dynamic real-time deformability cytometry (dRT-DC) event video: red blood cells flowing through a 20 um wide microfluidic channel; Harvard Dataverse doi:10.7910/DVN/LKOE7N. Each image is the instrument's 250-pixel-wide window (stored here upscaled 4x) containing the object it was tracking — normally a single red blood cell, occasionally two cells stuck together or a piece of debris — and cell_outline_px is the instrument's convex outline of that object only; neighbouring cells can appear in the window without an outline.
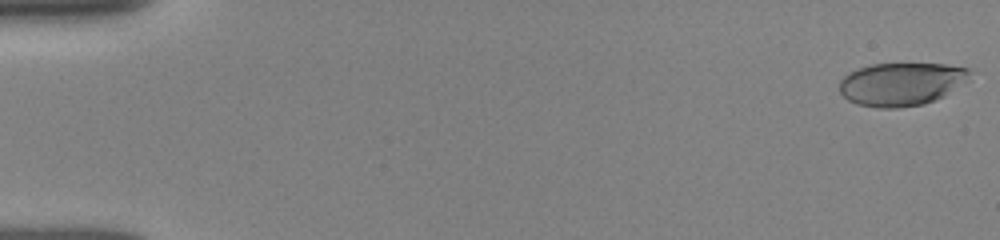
{"species": "human", "species_latin": "Homo sapiens", "temperature_condition": "room temperature", "stored_images_in_passage": 52, "camera_frame_rate_fps": 3000, "um_per_image_px": 0.085, "donor": {"sex": "female"}, "frame": {"image": 1, "passage_image": 1, "time_ms": 0.0, "image_size_px": [1000, 240], "cell_outline_px": [[968, 72], [940, 96], [924, 104], [896, 108], [880, 108], [856, 104], [848, 100], [840, 92], [840, 80], [848, 72], [872, 64], [944, 64], [968, 68]], "centroid_in_image_um": [76.42, 7.14], "position_along_channel_um": 8.6, "area_um2": 31.39}}
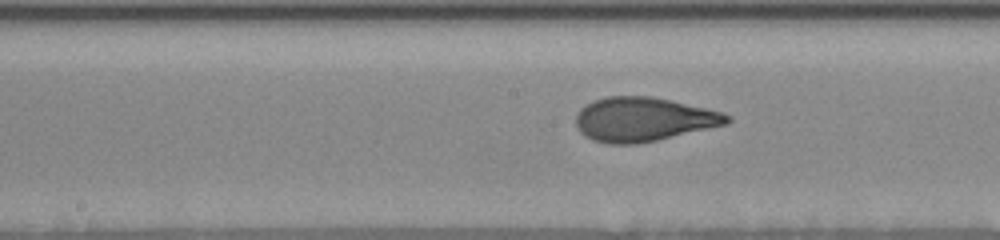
{"frame": {"image": 2, "passage_image": 27, "time_ms": 8.667, "image_size_px": [1000, 240], "cell_outline_px": [[732, 120], [728, 124], [656, 140], [636, 144], [608, 144], [592, 140], [584, 136], [580, 132], [576, 124], [576, 116], [580, 108], [592, 100], [608, 96], [648, 96], [668, 100], [724, 112], [732, 116]], "centroid_in_image_um": [54.68, 10.15], "position_along_channel_um": 193.5, "area_um2": 38.84}}
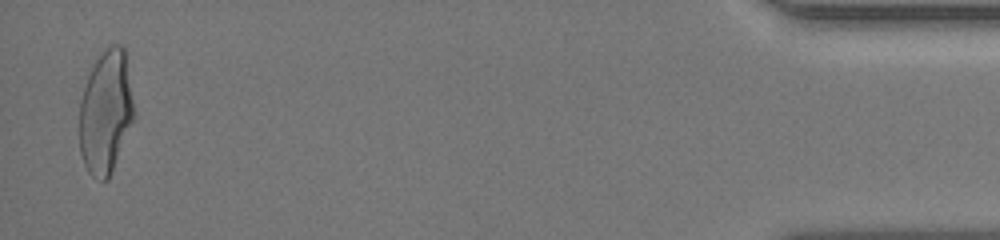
{"frame": {"image": 3, "passage_image": 51, "time_ms": 16.667, "image_size_px": [1000, 240], "cell_outline_px": [[132, 120], [108, 180], [100, 180], [92, 176], [88, 172], [84, 164], [80, 152], [80, 100], [88, 76], [96, 60], [112, 44], [120, 44], [124, 48], [132, 100]], "centroid_in_image_um": [8.95, 9.55], "position_along_channel_um": 426.3, "area_um2": 37.97}, "authors_computed_cell_mechanics": {"area_um2": 37.6567, "velocity_mm_per_s": 3.9062, "shape_relaxation_time_tau1_ms": 4.4095, "shape_relaxation_time_tau2_ms": 0.7706, "deformation_change_tau1": 0.1958, "deformation_change_tau2": 0.08}}